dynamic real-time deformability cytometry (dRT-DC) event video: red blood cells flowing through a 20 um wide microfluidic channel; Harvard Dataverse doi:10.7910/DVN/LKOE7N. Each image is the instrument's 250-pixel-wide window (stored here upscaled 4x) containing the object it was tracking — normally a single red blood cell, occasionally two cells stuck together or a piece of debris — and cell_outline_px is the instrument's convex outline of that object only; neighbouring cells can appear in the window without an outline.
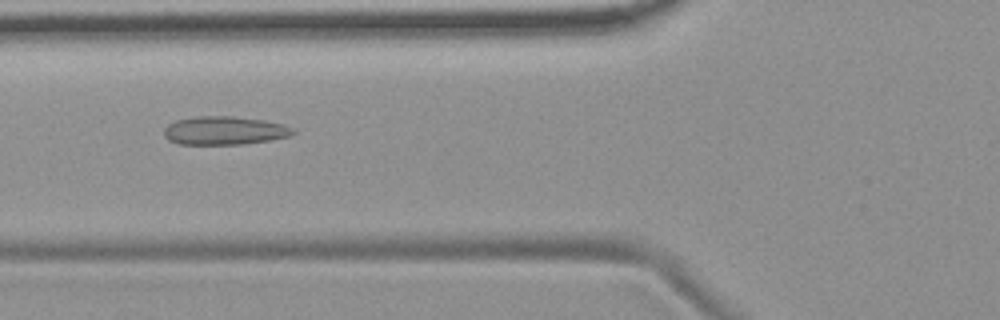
{"species": "common noctule bat (a hibernating species)", "species_latin": "Nyctalus noctula", "temperature_condition": "room temperature", "stored_images_in_passage": 10, "camera_frame_rate_fps": 3000, "um_per_image_px": 0.085, "animal": {"sex": "female", "body_mass_g": 19.9}, "frame": {"image": 1, "passage_image": 5, "time_ms": 5.667, "image_size_px": [1000, 320], "cell_outline_px": [[296, 132], [292, 136], [272, 140], [244, 144], [180, 144], [168, 140], [164, 136], [164, 128], [168, 124], [176, 120], [196, 116], [232, 116], [264, 120], [284, 124], [296, 128]], "centroid_in_image_um": [19.13, 11.1], "position_along_channel_um": 106.7, "area_um2": 21.68}}
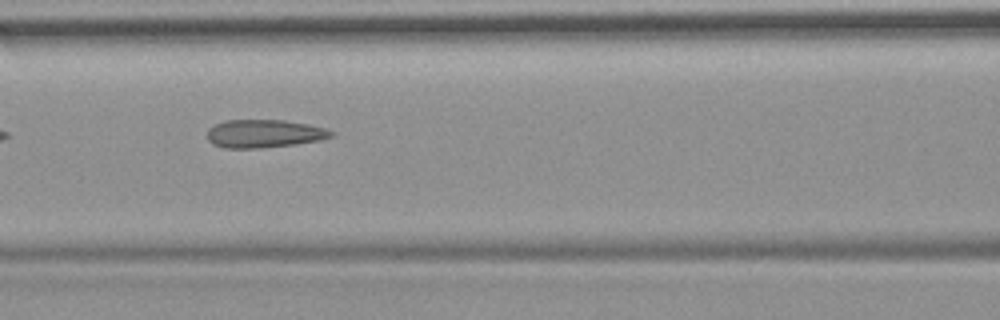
{"frame": {"image": 2, "passage_image": 6, "time_ms": 6.667, "image_size_px": [1000, 320], "cell_outline_px": [[336, 132], [332, 136], [320, 140], [296, 144], [260, 148], [224, 148], [212, 144], [208, 140], [208, 128], [216, 124], [228, 120], [284, 120], [308, 124], [324, 128]], "centroid_in_image_um": [22.46, 11.36], "position_along_channel_um": 144.1, "area_um2": 20.29}}
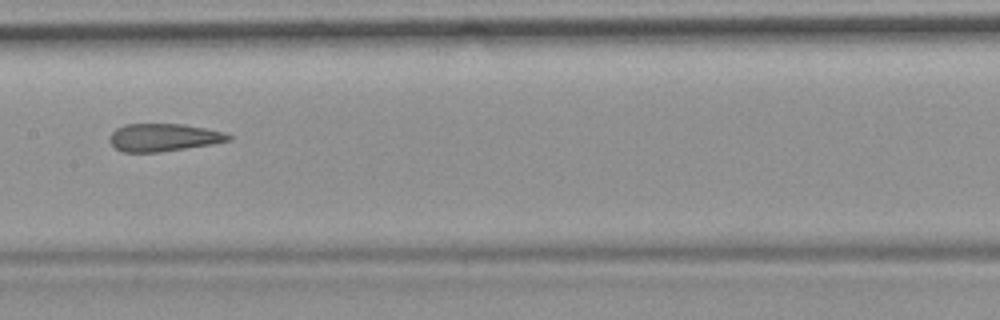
{"frame": {"image": 3, "passage_image": 7, "time_ms": 8.0, "image_size_px": [1000, 320], "cell_outline_px": [[232, 140], [212, 144], [160, 152], [120, 152], [108, 140], [108, 136], [116, 128], [124, 124], [184, 124], [224, 132], [232, 136]], "centroid_in_image_um": [13.87, 11.68], "position_along_channel_um": 193.5, "area_um2": 19.31}}